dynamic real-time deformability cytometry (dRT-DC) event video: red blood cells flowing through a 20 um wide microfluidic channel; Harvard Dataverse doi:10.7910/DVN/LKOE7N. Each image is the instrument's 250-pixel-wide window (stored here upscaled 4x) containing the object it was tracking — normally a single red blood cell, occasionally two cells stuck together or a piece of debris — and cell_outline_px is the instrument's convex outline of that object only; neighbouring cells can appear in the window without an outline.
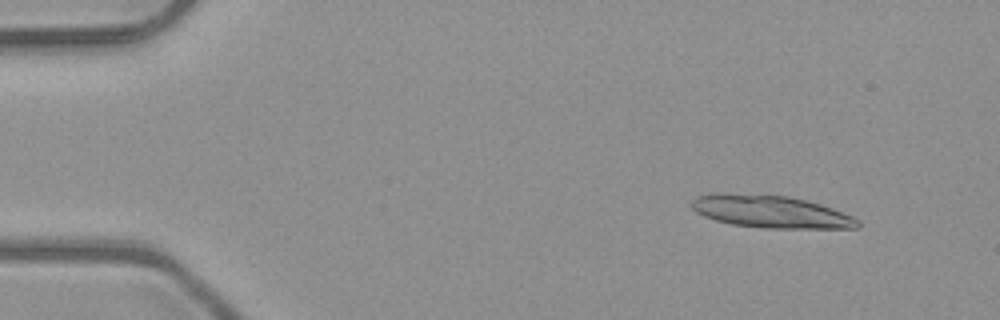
{"species": "common noctule bat (a hibernating species)", "species_latin": "Nyctalus noctula", "temperature_condition": "room temperature", "stored_images_in_passage": 19, "camera_frame_rate_fps": 3000, "um_per_image_px": 0.085, "animal": {"sex": "male", "body_mass_g": 23.1, "forearm_length_mm": 52.7}, "frame": {"image": 1, "passage_image": 1, "time_ms": 0.0, "image_size_px": [1000, 320], "cell_outline_px": [[860, 224], [856, 228], [764, 228], [732, 224], [716, 220], [704, 216], [696, 212], [692, 208], [692, 200], [696, 196], [712, 192], [724, 192], [788, 196], [820, 204], [832, 208], [852, 216], [860, 220]], "centroid_in_image_um": [65.47, 17.98], "position_along_channel_um": 19.5, "area_um2": 31.5}}
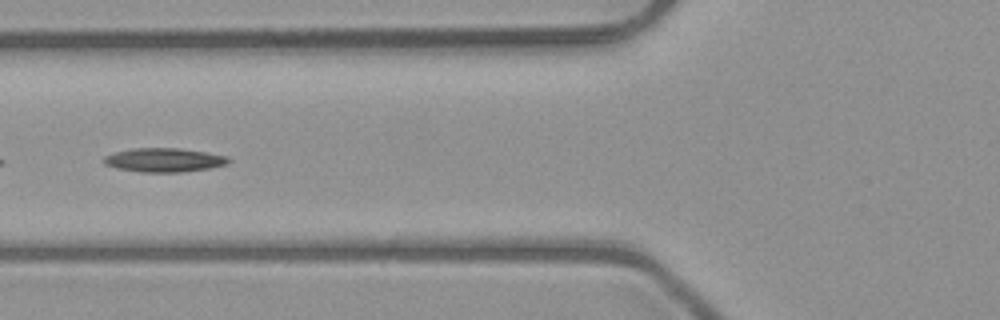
{"frame": {"image": 2, "passage_image": 16, "time_ms": 5.0, "image_size_px": [1000, 320], "cell_outline_px": [[232, 160], [228, 164], [208, 168], [180, 172], [140, 172], [116, 168], [104, 164], [104, 156], [116, 152], [132, 148], [180, 148], [208, 152], [228, 156]], "centroid_in_image_um": [13.98, 13.59], "position_along_channel_um": 111.8, "area_um2": 17.46}}